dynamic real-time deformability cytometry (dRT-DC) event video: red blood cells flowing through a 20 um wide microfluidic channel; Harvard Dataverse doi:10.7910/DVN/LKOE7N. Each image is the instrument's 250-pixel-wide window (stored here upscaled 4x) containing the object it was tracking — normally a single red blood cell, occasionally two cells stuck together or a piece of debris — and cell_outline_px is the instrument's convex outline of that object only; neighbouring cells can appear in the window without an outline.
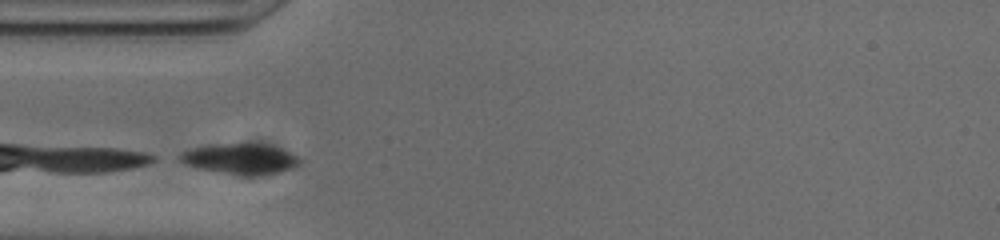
{"species": "common noctule bat (a hibernating species)", "species_latin": "Nyctalus noctula", "temperature_condition": "cold", "stored_images_in_passage": 40, "camera_frame_rate_fps": 3000, "um_per_image_px": 0.085, "animal": {"sex": "male", "body_mass_g": 20.0, "forearm_length_mm": 53.3}, "frame": {"image": 1, "passage_image": 1, "time_ms": 0.0, "image_size_px": [1000, 240], "cell_outline_px": [[304, 160], [296, 168], [280, 172], [252, 176], [240, 176], [200, 168], [184, 164], [180, 160], [180, 156], [188, 148], [208, 144], [264, 144], [280, 148], [292, 152]], "centroid_in_image_um": [20.5, 13.51], "position_along_channel_um": 64.5, "area_um2": 21.62}}
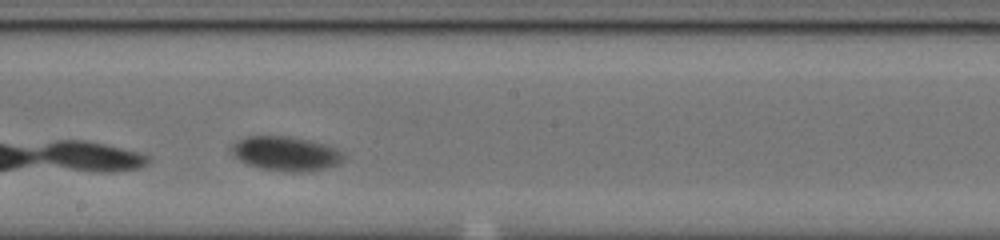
{"frame": {"image": 2, "passage_image": 14, "time_ms": 4.333, "image_size_px": [1000, 240], "cell_outline_px": [[344, 156], [340, 164], [328, 168], [308, 172], [288, 172], [260, 168], [248, 164], [240, 160], [228, 148], [232, 144], [248, 136], [288, 136], [308, 140], [324, 144], [336, 148]], "centroid_in_image_um": [24.31, 13.07], "position_along_channel_um": 223.9, "area_um2": 22.43}}
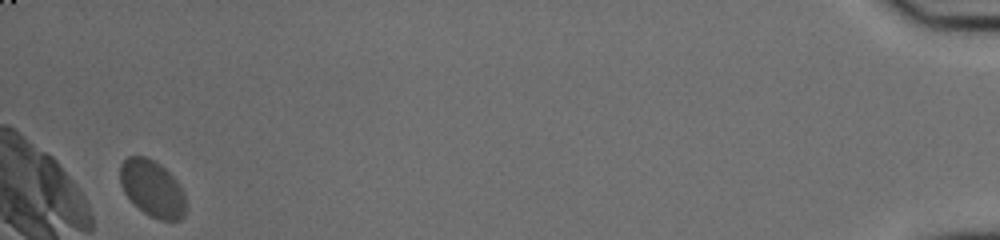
{"frame": {"image": 3, "passage_image": 38, "time_ms": 12.333, "image_size_px": [1000, 240], "cell_outline_px": [[184, 216], [180, 220], [160, 220], [148, 216], [124, 192], [120, 184], [120, 164], [128, 156], [144, 156], [160, 164], [176, 180], [184, 192]], "centroid_in_image_um": [12.93, 16.01], "position_along_channel_um": 422.3, "area_um2": 21.39}, "authors_computed_cell_mechanics": {"area_um2": 21.6172, "velocity_mm_per_s": 3.6818, "shape_relaxation_time_tau1_ms": 1.5096, "shape_relaxation_time_tau2_ms": null, "deformation_change_tau1": 0.0661, "deformation_change_tau2": null}}